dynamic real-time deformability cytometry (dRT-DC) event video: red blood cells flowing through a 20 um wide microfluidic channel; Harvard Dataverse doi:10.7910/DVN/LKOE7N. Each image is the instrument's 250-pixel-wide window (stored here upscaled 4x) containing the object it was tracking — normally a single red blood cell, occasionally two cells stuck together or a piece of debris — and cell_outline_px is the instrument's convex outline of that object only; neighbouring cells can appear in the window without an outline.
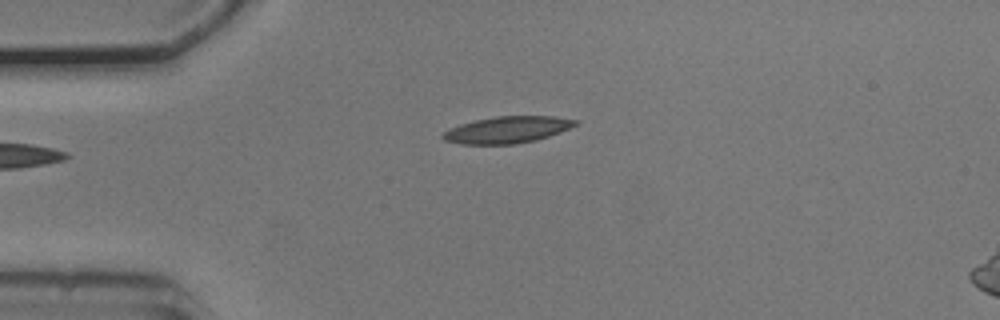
{"species": "common noctule bat (a hibernating species)", "species_latin": "Nyctalus noctula", "temperature_condition": "cold", "stored_images_in_passage": 42, "camera_frame_rate_fps": 3000, "um_per_image_px": 0.085, "animal": {"sex": "male", "body_mass_g": 20.5, "forearm_length_mm": 52.5}, "frame": {"image": 1, "passage_image": 1, "time_ms": 0.0, "image_size_px": [1000, 320], "cell_outline_px": [[580, 124], [560, 132], [536, 140], [516, 144], [460, 144], [444, 140], [440, 136], [444, 132], [460, 124], [476, 120], [496, 116], [552, 116], [580, 120]], "centroid_in_image_um": [43.16, 11.03], "position_along_channel_um": 41.8, "area_um2": 20.63}}
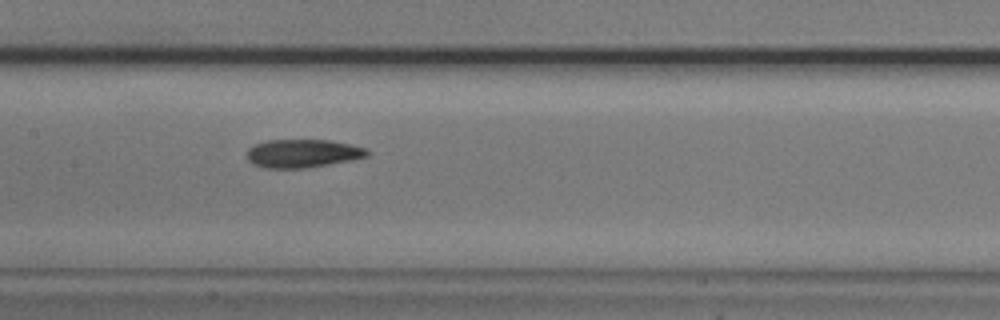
{"frame": {"image": 2, "passage_image": 14, "time_ms": 4.333, "image_size_px": [1000, 320], "cell_outline_px": [[372, 152], [368, 156], [352, 160], [304, 168], [264, 168], [252, 164], [248, 160], [248, 148], [256, 144], [268, 140], [328, 140], [352, 144], [368, 148]], "centroid_in_image_um": [25.78, 13.04], "position_along_channel_um": 181.6, "area_um2": 19.94}}
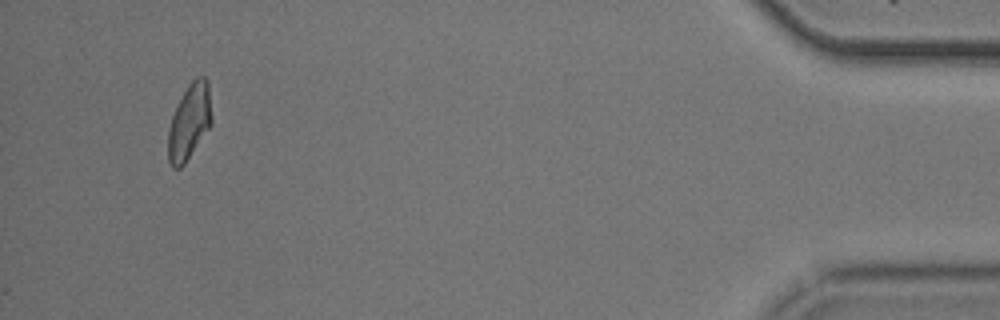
{"frame": {"image": 3, "passage_image": 39, "time_ms": 12.667, "image_size_px": [1000, 320], "cell_outline_px": [[212, 124], [184, 164], [180, 168], [172, 168], [168, 160], [168, 128], [176, 104], [188, 84], [196, 76], [204, 76], [208, 80], [212, 120]], "centroid_in_image_um": [16.09, 10.33], "position_along_channel_um": 419.1, "area_um2": 19.36}, "authors_computed_cell_mechanics": {"area_um2": 19.9699, "velocity_mm_per_s": 3.7436, "shape_relaxation_time_tau1_ms": 4.9017, "shape_relaxation_time_tau2_ms": 5.278, "deformation_change_tau1": 0.1254, "deformation_change_tau2": 0.1265}}